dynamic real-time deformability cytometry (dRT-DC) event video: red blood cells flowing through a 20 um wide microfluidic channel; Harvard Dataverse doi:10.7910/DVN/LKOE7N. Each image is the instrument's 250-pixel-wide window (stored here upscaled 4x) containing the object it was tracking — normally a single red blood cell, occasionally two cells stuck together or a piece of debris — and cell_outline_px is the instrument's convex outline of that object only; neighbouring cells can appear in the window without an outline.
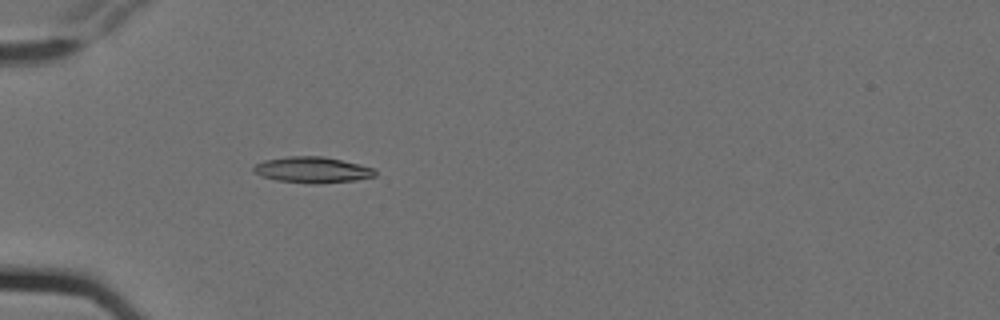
{"species": "Egyptian fruit bat (a non-hibernating species)", "species_latin": "Rousettus aegyptiacus", "temperature_condition": "cold", "stored_images_in_passage": 4, "camera_frame_rate_fps": 3000, "um_per_image_px": 0.085, "animal": {"sex": "female"}, "frame": {"image": 1, "passage_image": 4, "time_ms": 1.0, "image_size_px": [1000, 320], "cell_outline_px": [[376, 176], [356, 180], [320, 184], [308, 184], [276, 180], [260, 176], [252, 172], [252, 168], [256, 164], [264, 160], [288, 156], [324, 156], [360, 164], [376, 168]], "centroid_in_image_um": [26.55, 14.44], "position_along_channel_um": 58.4, "area_um2": 18.79}}